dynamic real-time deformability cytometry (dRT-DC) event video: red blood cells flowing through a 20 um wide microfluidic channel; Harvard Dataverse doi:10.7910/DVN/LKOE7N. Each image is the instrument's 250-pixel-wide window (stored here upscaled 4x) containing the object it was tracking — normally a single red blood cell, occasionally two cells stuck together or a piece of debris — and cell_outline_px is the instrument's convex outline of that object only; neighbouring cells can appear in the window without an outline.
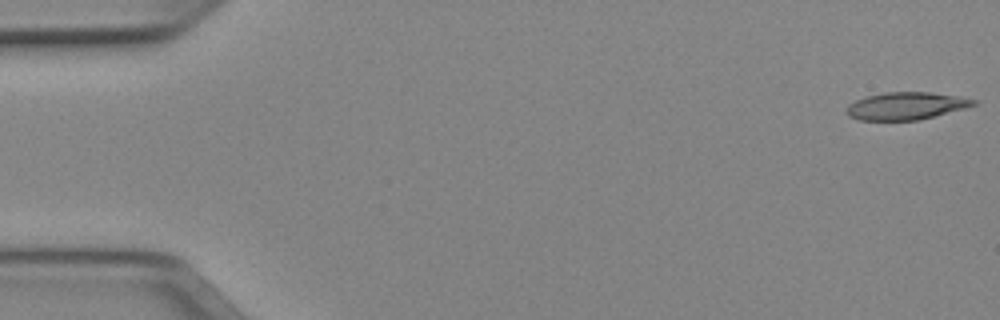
{"species": "Egyptian fruit bat (a non-hibernating species)", "species_latin": "Rousettus aegyptiacus", "temperature_condition": "cold", "stored_images_in_passage": 51, "camera_frame_rate_fps": 3000, "um_per_image_px": 0.085, "animal": {"sex": "female"}, "frame": {"image": 1, "passage_image": 1, "time_ms": 0.0, "image_size_px": [1000, 320], "cell_outline_px": [[976, 104], [964, 108], [916, 120], [860, 120], [848, 116], [844, 112], [844, 108], [848, 104], [856, 100], [868, 96], [884, 92], [928, 92], [960, 96], [976, 100]], "centroid_in_image_um": [76.94, 9.0], "position_along_channel_um": 8.1, "area_um2": 20.17}}
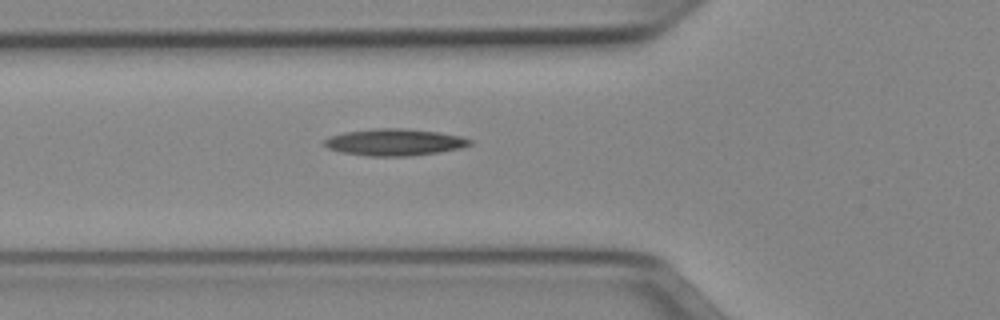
{"frame": {"image": 2, "passage_image": 18, "time_ms": 5.667, "image_size_px": [1000, 320], "cell_outline_px": [[472, 144], [464, 148], [408, 156], [368, 156], [340, 152], [328, 148], [324, 144], [324, 140], [328, 136], [344, 132], [372, 128], [404, 128], [440, 132], [460, 136], [472, 140]], "centroid_in_image_um": [33.53, 12.08], "position_along_channel_um": 92.3, "area_um2": 22.89}}
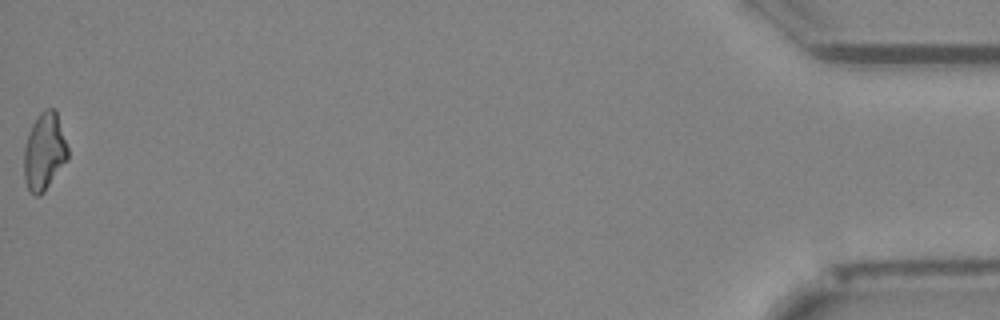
{"frame": {"image": 3, "passage_image": 51, "time_ms": 16.667, "image_size_px": [1000, 320], "cell_outline_px": [[68, 160], [44, 192], [40, 196], [36, 196], [28, 188], [24, 180], [24, 148], [28, 132], [32, 124], [40, 112], [44, 108], [56, 108], [68, 148]], "centroid_in_image_um": [3.78, 12.87], "position_along_channel_um": 431.4, "area_um2": 20.0}, "authors_computed_cell_mechanics": {"area_um2": 20.7502, "velocity_mm_per_s": 3.9717, "shape_relaxation_time_tau1_ms": null, "shape_relaxation_time_tau2_ms": 4.2448, "deformation_change_tau1": null, "deformation_change_tau2": 0.147}}